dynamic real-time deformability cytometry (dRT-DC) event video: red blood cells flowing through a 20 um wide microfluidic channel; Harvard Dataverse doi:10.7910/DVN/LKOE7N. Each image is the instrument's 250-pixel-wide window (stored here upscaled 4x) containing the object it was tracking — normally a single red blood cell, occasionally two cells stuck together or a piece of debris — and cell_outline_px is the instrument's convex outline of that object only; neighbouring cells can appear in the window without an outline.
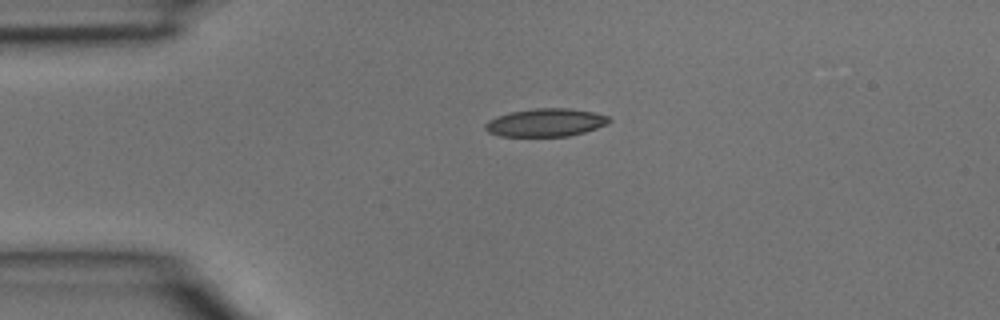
{"species": "common noctule bat (a hibernating species)", "species_latin": "Nyctalus noctula", "temperature_condition": "room temperature", "stored_images_in_passage": 2, "camera_frame_rate_fps": 3000, "um_per_image_px": 0.085, "animal": {"sex": "male", "body_mass_g": 15.6}, "frame": {"image": 1, "passage_image": 1, "time_ms": 0.0, "image_size_px": [1000, 320], "cell_outline_px": [[612, 120], [608, 124], [584, 132], [568, 136], [500, 136], [488, 132], [484, 128], [484, 124], [488, 120], [496, 116], [508, 112], [536, 108], [568, 108], [592, 112], [608, 116]], "centroid_in_image_um": [46.35, 10.41], "position_along_channel_um": 38.6, "area_um2": 20.29}}
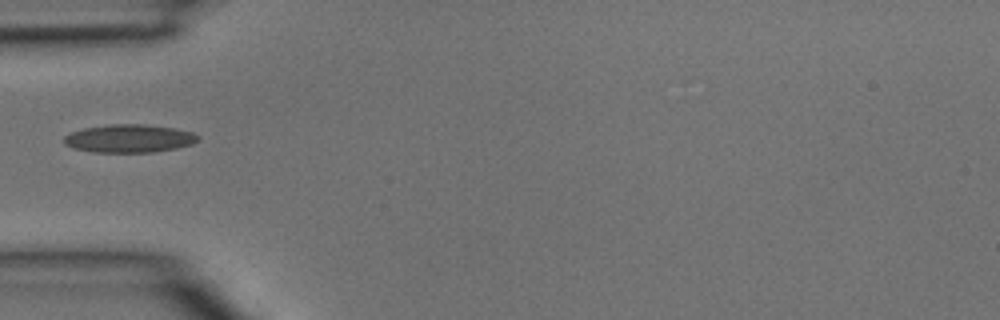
{"frame": {"image": 2, "passage_image": 2, "time_ms": 0.333, "image_size_px": [1000, 320], "cell_outline_px": [[200, 136], [192, 144], [176, 148], [152, 152], [92, 152], [72, 148], [64, 144], [64, 136], [72, 132], [84, 128], [108, 124], [144, 124], [176, 128], [192, 132]], "centroid_in_image_um": [10.97, 11.76], "position_along_channel_um": 74.0, "area_um2": 21.96}}